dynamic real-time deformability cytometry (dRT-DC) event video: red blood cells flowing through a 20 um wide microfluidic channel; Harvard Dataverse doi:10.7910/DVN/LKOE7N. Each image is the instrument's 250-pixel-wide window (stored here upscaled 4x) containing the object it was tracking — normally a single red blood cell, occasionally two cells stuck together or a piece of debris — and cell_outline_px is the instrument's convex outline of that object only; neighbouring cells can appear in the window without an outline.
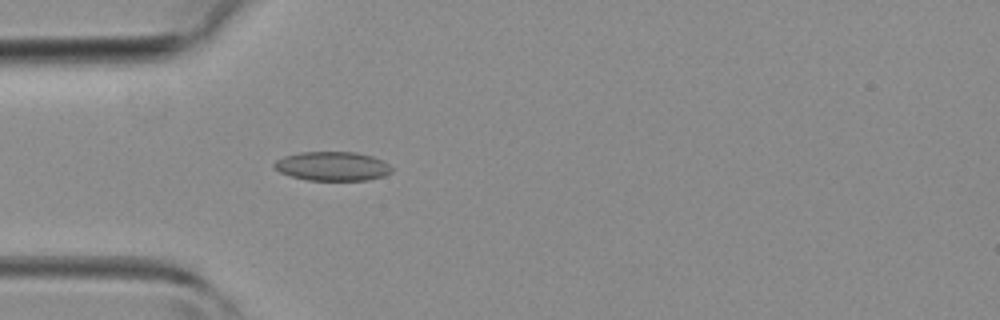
{"species": "common noctule bat (a hibernating species)", "species_latin": "Nyctalus noctula", "temperature_condition": "room temperature", "stored_images_in_passage": 41, "camera_frame_rate_fps": 3000, "um_per_image_px": 0.085, "animal": {"sex": "female", "body_mass_g": 19.3, "forearm_length_mm": 54.1}, "frame": {"image": 1, "passage_image": 11, "time_ms": 3.333, "image_size_px": [1000, 320], "cell_outline_px": [[392, 172], [384, 176], [368, 180], [308, 180], [292, 176], [280, 172], [272, 164], [276, 160], [284, 156], [300, 152], [356, 152], [372, 156], [388, 164], [392, 168]], "centroid_in_image_um": [28.26, 14.12], "position_along_channel_um": 56.7, "area_um2": 19.83}}
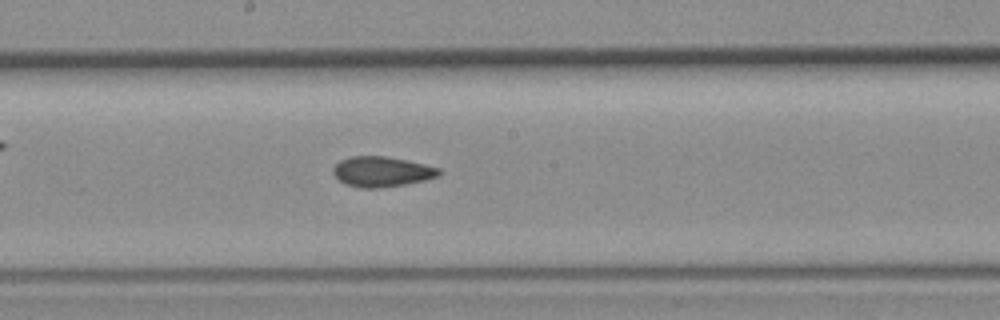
{"frame": {"image": 2, "passage_image": 21, "time_ms": 6.667, "image_size_px": [1000, 320], "cell_outline_px": [[444, 172], [440, 176], [424, 180], [404, 184], [380, 188], [360, 188], [344, 184], [332, 172], [332, 168], [340, 160], [348, 156], [384, 156], [424, 164], [440, 168]], "centroid_in_image_um": [32.45, 14.59], "position_along_channel_um": 215.7, "area_um2": 18.73}}
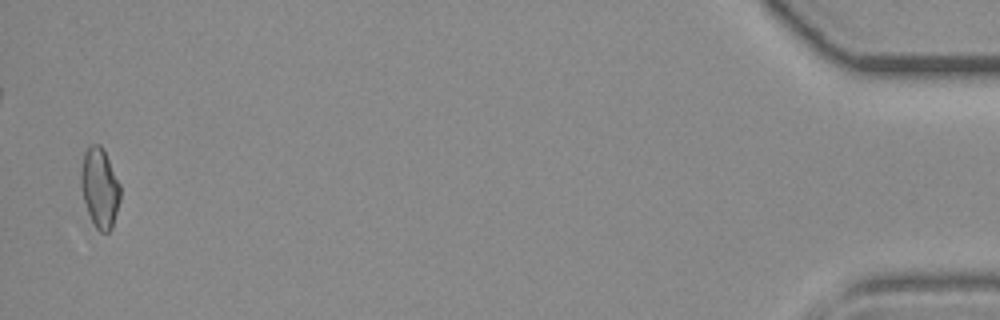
{"frame": {"image": 3, "passage_image": 40, "time_ms": 13.0, "image_size_px": [1000, 320], "cell_outline_px": [[120, 200], [112, 228], [108, 232], [100, 232], [96, 228], [88, 212], [80, 188], [80, 172], [84, 152], [92, 144], [100, 144], [120, 184]], "centroid_in_image_um": [8.47, 15.98], "position_along_channel_um": 426.7, "area_um2": 18.09}}